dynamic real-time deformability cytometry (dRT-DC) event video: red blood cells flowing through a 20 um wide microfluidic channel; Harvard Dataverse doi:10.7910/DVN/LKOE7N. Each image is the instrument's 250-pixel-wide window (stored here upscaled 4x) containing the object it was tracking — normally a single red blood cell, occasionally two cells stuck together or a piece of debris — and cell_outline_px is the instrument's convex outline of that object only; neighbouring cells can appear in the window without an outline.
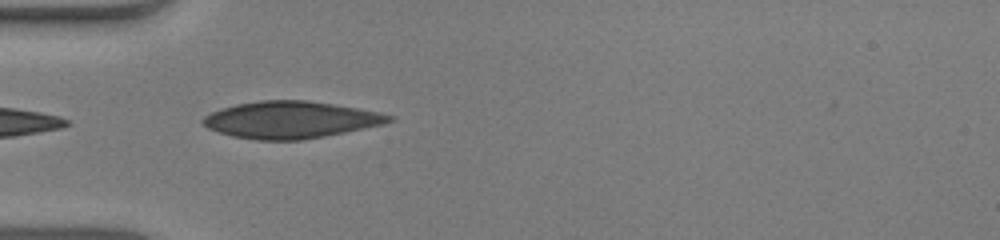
{"species": "human", "species_latin": "Homo sapiens", "temperature_condition": "warm", "stored_images_in_passage": 36, "camera_frame_rate_fps": 3000, "um_per_image_px": 0.085, "donor": {"sex": "male"}, "frame": {"image": 1, "passage_image": 1, "time_ms": 0.0, "image_size_px": [1000, 240], "cell_outline_px": [[396, 120], [384, 124], [324, 136], [300, 140], [256, 140], [232, 136], [208, 128], [200, 124], [200, 120], [204, 116], [220, 108], [236, 104], [260, 100], [308, 100], [380, 112], [396, 116]], "centroid_in_image_um": [24.69, 10.18], "position_along_channel_um": 60.3, "area_um2": 40.17}}
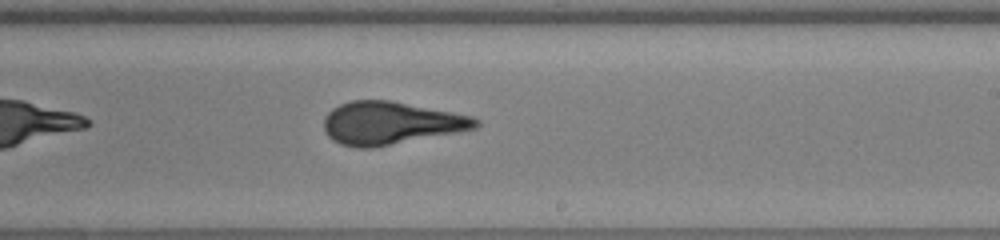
{"frame": {"image": 2, "passage_image": 16, "time_ms": 5.0, "image_size_px": [1000, 240], "cell_outline_px": [[480, 124], [476, 128], [456, 132], [372, 148], [356, 148], [340, 144], [332, 140], [324, 132], [324, 116], [332, 108], [340, 104], [352, 100], [388, 100], [472, 116], [480, 120]], "centroid_in_image_um": [33.15, 10.47], "position_along_channel_um": 255.8, "area_um2": 37.63}}
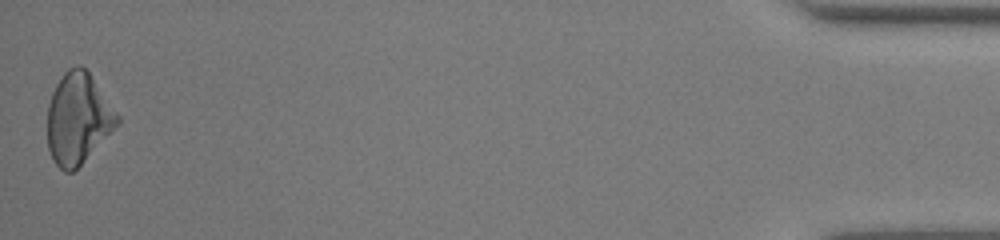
{"frame": {"image": 3, "passage_image": 36, "time_ms": 11.667, "image_size_px": [1000, 240], "cell_outline_px": [[120, 124], [72, 172], [64, 172], [56, 164], [48, 148], [48, 104], [52, 92], [56, 84], [64, 72], [68, 68], [76, 64], [80, 64], [88, 72], [120, 116]], "centroid_in_image_um": [6.64, 10.06], "position_along_channel_um": 428.6, "area_um2": 36.76}, "authors_computed_cell_mechanics": {"area_um2": 37.57, "velocity_mm_per_s": 3.9909, "shape_relaxation_time_tau1_ms": 7.1206, "shape_relaxation_time_tau2_ms": 0.9184, "deformation_change_tau1": 0.2121, "deformation_change_tau2": 0.0556}}